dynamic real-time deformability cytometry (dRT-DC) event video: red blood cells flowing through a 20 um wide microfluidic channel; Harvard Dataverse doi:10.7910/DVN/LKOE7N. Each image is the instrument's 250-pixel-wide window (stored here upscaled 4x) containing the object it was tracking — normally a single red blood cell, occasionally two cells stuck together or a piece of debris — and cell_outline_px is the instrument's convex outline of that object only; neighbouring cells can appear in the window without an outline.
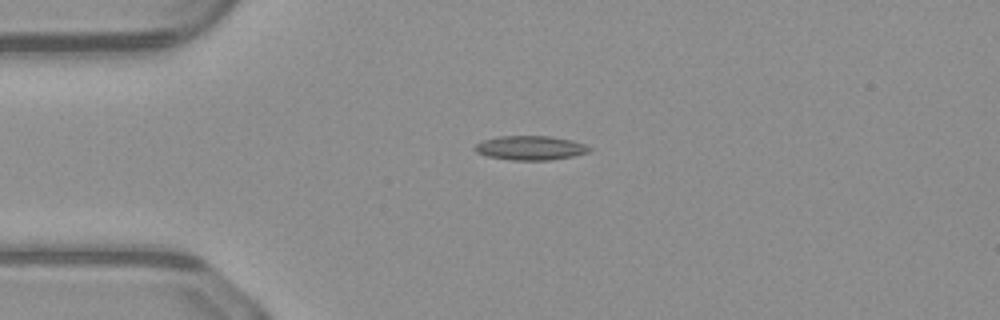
{"species": "common noctule bat (a hibernating species)", "species_latin": "Nyctalus noctula", "temperature_condition": "warm", "stored_images_in_passage": 39, "camera_frame_rate_fps": 3000, "um_per_image_px": 0.085, "animal": {"sex": "male", "body_mass_g": 23.1, "forearm_length_mm": 52.7}, "frame": {"image": 1, "passage_image": 1, "time_ms": 0.0, "image_size_px": [1000, 320], "cell_outline_px": [[592, 148], [588, 152], [572, 156], [548, 160], [512, 160], [488, 156], [476, 152], [472, 148], [476, 144], [484, 140], [500, 136], [548, 136], [572, 140], [584, 144]], "centroid_in_image_um": [45.06, 12.57], "position_along_channel_um": 39.9, "area_um2": 16.01}}
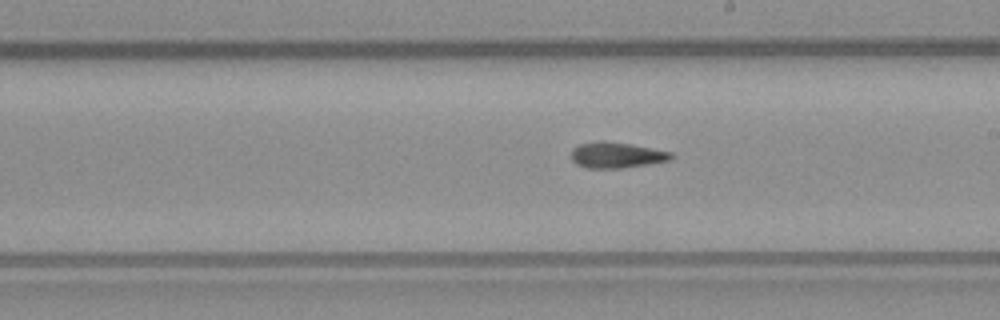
{"frame": {"image": 2, "passage_image": 17, "time_ms": 5.333, "image_size_px": [1000, 320], "cell_outline_px": [[676, 156], [668, 160], [648, 164], [624, 168], [588, 168], [576, 164], [572, 160], [572, 148], [580, 144], [600, 140], [604, 140], [628, 144], [672, 152]], "centroid_in_image_um": [52.39, 13.18], "position_along_channel_um": 236.6, "area_um2": 14.97}}
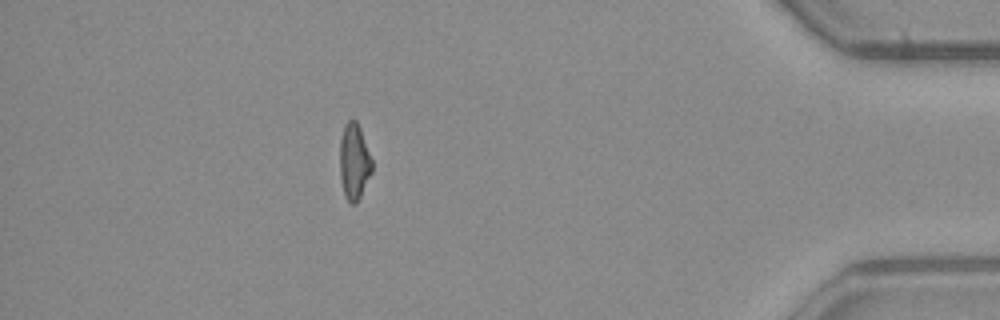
{"frame": {"image": 3, "passage_image": 33, "time_ms": 10.667, "image_size_px": [1000, 320], "cell_outline_px": [[372, 172], [356, 204], [352, 204], [344, 196], [340, 176], [340, 140], [344, 124], [348, 120], [356, 120], [360, 128], [372, 160]], "centroid_in_image_um": [30.09, 13.73], "position_along_channel_um": 405.1, "area_um2": 14.22}, "authors_computed_cell_mechanics": {"area_um2": 14.9702, "velocity_mm_per_s": 4.1561, "shape_relaxation_time_tau1_ms": null, "shape_relaxation_time_tau2_ms": 4.9226, "deformation_change_tau1": null, "deformation_change_tau2": 0.1513}}